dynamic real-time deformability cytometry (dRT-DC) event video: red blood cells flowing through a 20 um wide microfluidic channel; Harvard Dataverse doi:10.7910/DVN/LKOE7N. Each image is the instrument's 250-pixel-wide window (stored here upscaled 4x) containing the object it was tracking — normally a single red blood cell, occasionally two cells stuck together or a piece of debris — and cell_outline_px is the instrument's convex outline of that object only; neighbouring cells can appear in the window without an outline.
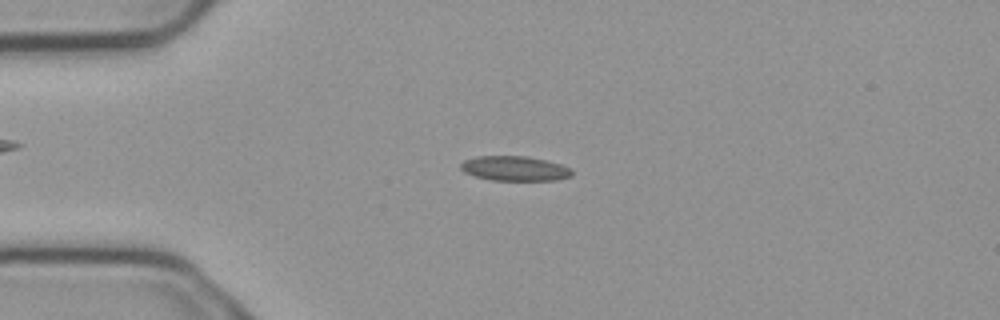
{"species": "common noctule bat (a hibernating species)", "species_latin": "Nyctalus noctula", "temperature_condition": "cold", "stored_images_in_passage": 7, "camera_frame_rate_fps": 3000, "um_per_image_px": 0.085, "animal": {"sex": "male", "body_mass_g": 23.1, "forearm_length_mm": 52.7}, "frame": {"image": 1, "passage_image": 3, "time_ms": 0.667, "image_size_px": [1000, 320], "cell_outline_px": [[572, 176], [556, 180], [492, 180], [476, 176], [464, 172], [460, 168], [460, 164], [464, 160], [476, 156], [528, 156], [560, 164], [568, 168], [572, 172]], "centroid_in_image_um": [43.72, 14.31], "position_along_channel_um": 41.3, "area_um2": 15.9}}
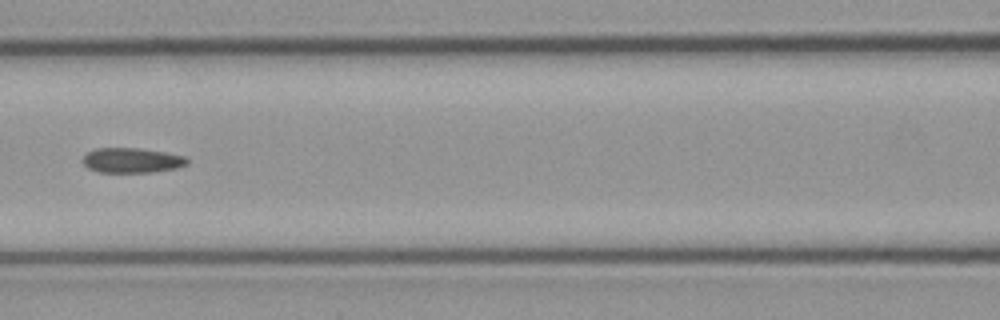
{"frame": {"image": 2, "passage_image": 6, "time_ms": 1.667, "image_size_px": [1000, 320], "cell_outline_px": [[188, 164], [176, 168], [152, 172], [96, 172], [88, 168], [80, 160], [88, 152], [96, 148], [140, 148], [164, 152], [184, 156], [188, 160]], "centroid_in_image_um": [11.17, 13.63], "position_along_channel_um": 155.4, "area_um2": 15.2}}
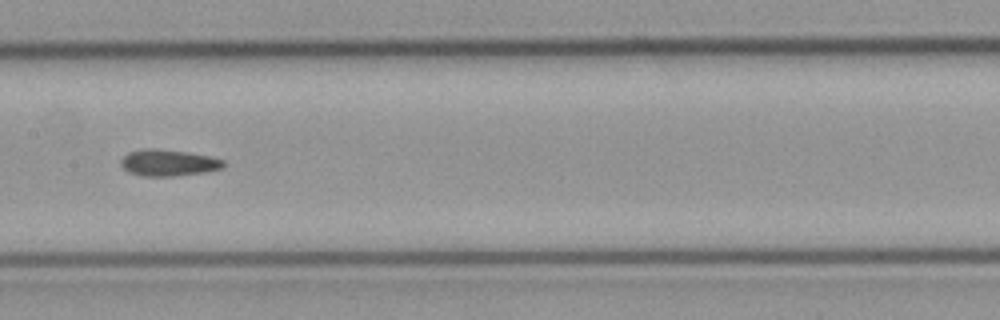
{"frame": {"image": 3, "passage_image": 7, "time_ms": 2.0, "image_size_px": [1000, 320], "cell_outline_px": [[224, 168], [204, 172], [172, 176], [140, 176], [128, 172], [120, 164], [120, 160], [128, 152], [144, 148], [156, 148], [188, 152], [212, 156], [224, 160]], "centroid_in_image_um": [14.3, 13.83], "position_along_channel_um": 193.1, "area_um2": 16.01}}